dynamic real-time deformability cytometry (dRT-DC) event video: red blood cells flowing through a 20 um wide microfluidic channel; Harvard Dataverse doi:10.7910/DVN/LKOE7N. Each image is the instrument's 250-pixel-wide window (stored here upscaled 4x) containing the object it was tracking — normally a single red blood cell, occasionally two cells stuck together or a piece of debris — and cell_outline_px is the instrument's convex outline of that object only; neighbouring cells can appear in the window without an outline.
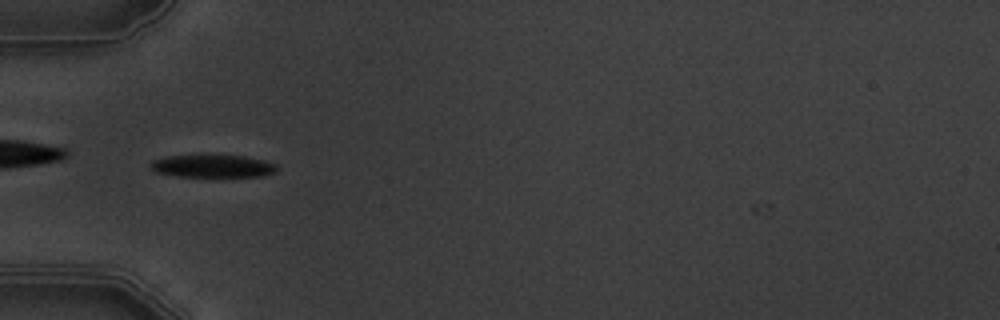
{"species": "common noctule bat (a hibernating species)", "species_latin": "Nyctalus noctula", "temperature_condition": "warm", "stored_images_in_passage": 5, "camera_frame_rate_fps": 3000, "um_per_image_px": 0.085, "animal": {"sex": "male", "body_mass_g": 19.5, "forearm_length_mm": 54.6}, "frame": {"image": 1, "passage_image": 1, "time_ms": 0.0, "image_size_px": [1000, 320], "cell_outline_px": [[276, 172], [264, 176], [176, 176], [156, 172], [148, 164], [152, 160], [168, 156], [244, 156], [264, 160], [276, 164]], "centroid_in_image_um": [18.08, 14.12], "position_along_channel_um": 66.9, "area_um2": 16.36}}